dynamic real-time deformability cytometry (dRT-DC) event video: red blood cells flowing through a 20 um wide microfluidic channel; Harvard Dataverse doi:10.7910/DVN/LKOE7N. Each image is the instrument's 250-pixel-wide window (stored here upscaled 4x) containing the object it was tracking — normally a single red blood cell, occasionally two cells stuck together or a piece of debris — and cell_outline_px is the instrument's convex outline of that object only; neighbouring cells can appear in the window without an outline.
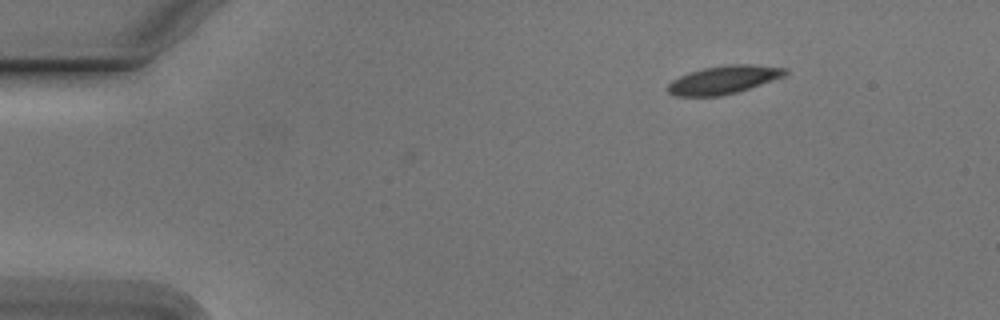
{"species": "Egyptian fruit bat (a non-hibernating species)", "species_latin": "Rousettus aegyptiacus", "temperature_condition": "cold", "stored_images_in_passage": 43, "camera_frame_rate_fps": 3000, "um_per_image_px": 0.085, "animal": {"sex": "male"}, "frame": {"image": 1, "passage_image": 1, "time_ms": 0.0, "image_size_px": [1000, 320], "cell_outline_px": [[788, 72], [784, 76], [736, 92], [720, 96], [672, 96], [668, 92], [668, 84], [672, 80], [688, 72], [704, 68], [728, 64], [752, 64], [788, 68]], "centroid_in_image_um": [61.49, 6.77], "position_along_channel_um": 23.5, "area_um2": 19.19}}
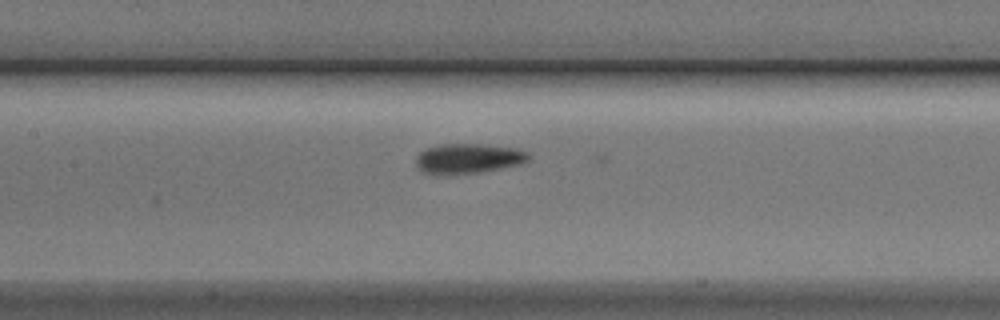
{"frame": {"image": 2, "passage_image": 19, "time_ms": 6.0, "image_size_px": [1000, 320], "cell_outline_px": [[532, 156], [528, 160], [520, 164], [480, 172], [436, 176], [420, 172], [416, 168], [416, 156], [424, 148], [440, 144], [484, 144], [520, 148], [528, 152]], "centroid_in_image_um": [39.76, 13.48], "position_along_channel_um": 167.6, "area_um2": 20.29}}
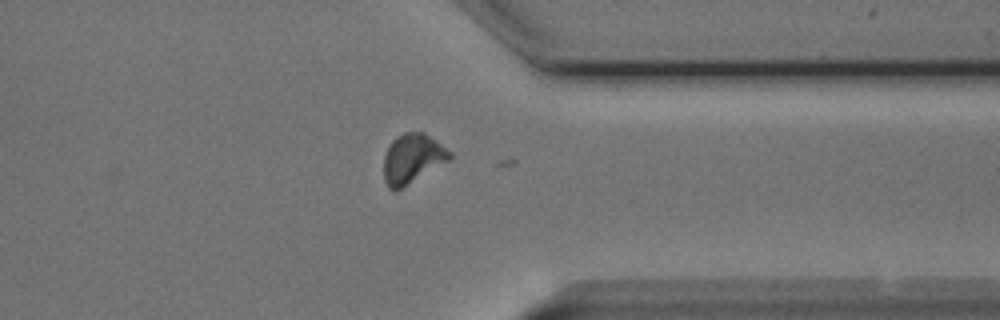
{"frame": {"image": 3, "passage_image": 36, "time_ms": 11.667, "image_size_px": [1000, 320], "cell_outline_px": [[452, 160], [396, 192], [388, 188], [384, 180], [384, 156], [392, 140], [396, 136], [404, 132], [424, 132], [436, 140], [452, 152]], "centroid_in_image_um": [35.08, 13.51], "position_along_channel_um": 376.3, "area_um2": 19.48}, "authors_computed_cell_mechanics": {"area_um2": 19.3052, "velocity_mm_per_s": 3.7601, "shape_relaxation_time_tau1_ms": null, "shape_relaxation_time_tau2_ms": 2.1335, "deformation_change_tau1": null, "deformation_change_tau2": 0.0641}}